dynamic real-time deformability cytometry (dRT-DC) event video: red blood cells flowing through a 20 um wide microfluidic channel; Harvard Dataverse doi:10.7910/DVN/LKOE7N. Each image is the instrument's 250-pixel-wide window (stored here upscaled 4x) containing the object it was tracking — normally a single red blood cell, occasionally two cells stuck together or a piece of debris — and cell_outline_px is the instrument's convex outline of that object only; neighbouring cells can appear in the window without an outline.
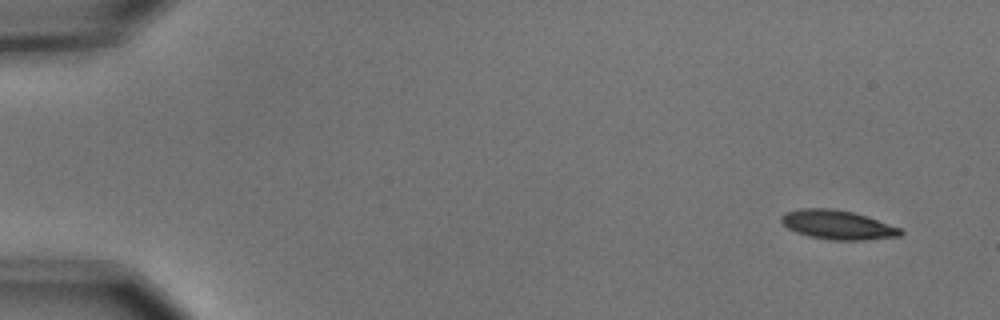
{"species": "common noctule bat (a hibernating species)", "species_latin": "Nyctalus noctula", "temperature_condition": "cold", "stored_images_in_passage": 5, "camera_frame_rate_fps": 3000, "um_per_image_px": 0.085, "animal": {"sex": "male", "body_mass_g": 15.6}, "frame": {"image": 1, "passage_image": 1, "time_ms": 0.0, "image_size_px": [1000, 320], "cell_outline_px": [[904, 232], [900, 236], [864, 240], [832, 240], [808, 236], [796, 232], [788, 228], [780, 220], [780, 216], [784, 212], [800, 208], [832, 208], [852, 212], [900, 228]], "centroid_in_image_um": [71.14, 19.11], "position_along_channel_um": 13.9, "area_um2": 20.11}}
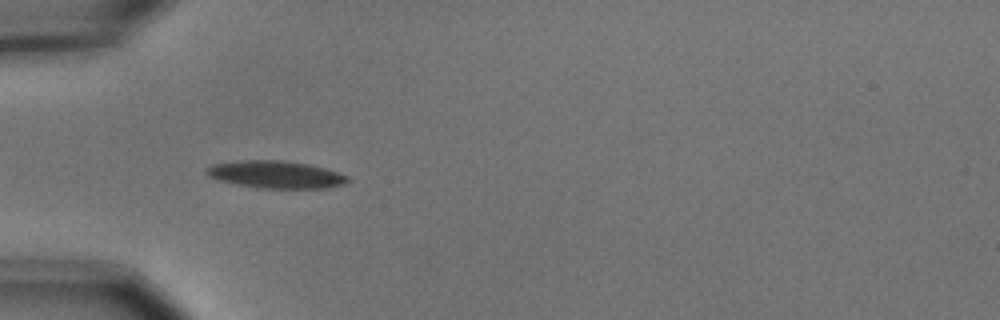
{"frame": {"image": 2, "passage_image": 4, "time_ms": 1.0, "image_size_px": [1000, 320], "cell_outline_px": [[348, 180], [344, 184], [324, 188], [256, 188], [236, 184], [208, 176], [204, 172], [204, 168], [212, 164], [240, 160], [284, 160], [308, 164], [324, 168], [348, 176]], "centroid_in_image_um": [23.39, 14.83], "position_along_channel_um": 61.6, "area_um2": 22.48}}
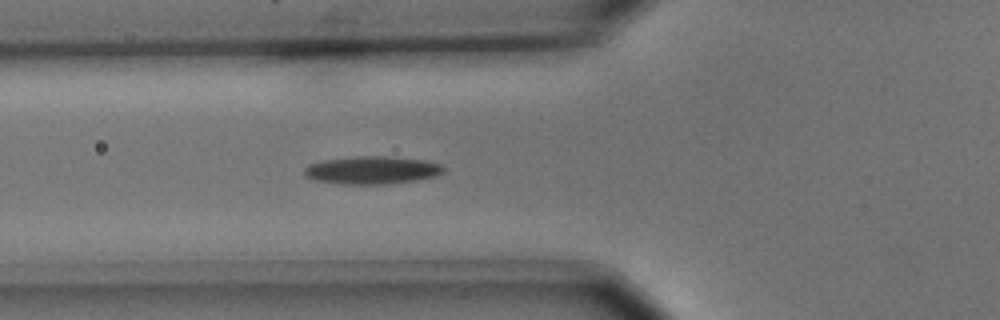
{"frame": {"image": 3, "passage_image": 5, "time_ms": 1.333, "image_size_px": [1000, 320], "cell_outline_px": [[444, 172], [436, 176], [416, 180], [388, 184], [336, 184], [312, 180], [304, 172], [304, 168], [308, 164], [324, 160], [352, 156], [392, 156], [424, 160], [440, 164], [444, 168]], "centroid_in_image_um": [31.6, 14.46], "position_along_channel_um": 94.2, "area_um2": 22.83}}